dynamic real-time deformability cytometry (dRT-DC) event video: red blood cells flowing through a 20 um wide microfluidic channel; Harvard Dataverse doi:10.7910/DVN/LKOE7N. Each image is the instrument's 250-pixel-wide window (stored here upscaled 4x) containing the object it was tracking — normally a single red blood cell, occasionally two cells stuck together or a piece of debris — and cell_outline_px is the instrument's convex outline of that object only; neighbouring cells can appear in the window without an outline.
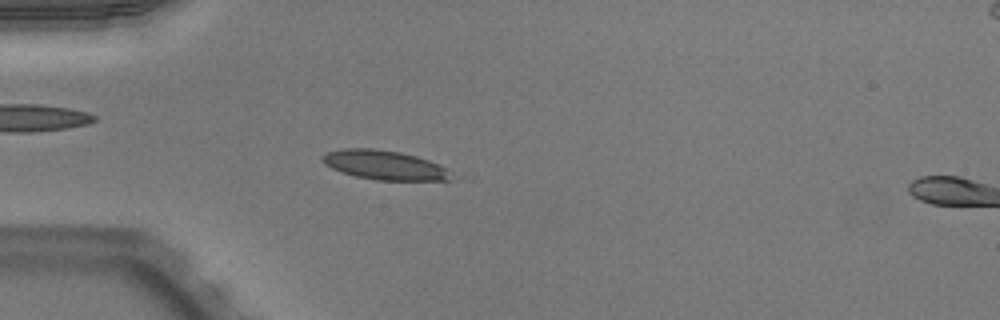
{"species": "Egyptian fruit bat (a non-hibernating species)", "species_latin": "Rousettus aegyptiacus", "temperature_condition": "warm", "stored_images_in_passage": 18, "camera_frame_rate_fps": 3000, "um_per_image_px": 0.085, "animal": {"sex": "male"}, "frame": {"image": 1, "passage_image": 16, "time_ms": 5.0, "image_size_px": [1000, 320], "cell_outline_px": [[448, 180], [376, 180], [356, 176], [332, 168], [324, 164], [320, 160], [320, 156], [328, 152], [344, 148], [376, 148], [400, 152], [416, 156], [440, 164], [444, 168]], "centroid_in_image_um": [32.58, 14.01], "position_along_channel_um": 52.4, "area_um2": 21.62}}